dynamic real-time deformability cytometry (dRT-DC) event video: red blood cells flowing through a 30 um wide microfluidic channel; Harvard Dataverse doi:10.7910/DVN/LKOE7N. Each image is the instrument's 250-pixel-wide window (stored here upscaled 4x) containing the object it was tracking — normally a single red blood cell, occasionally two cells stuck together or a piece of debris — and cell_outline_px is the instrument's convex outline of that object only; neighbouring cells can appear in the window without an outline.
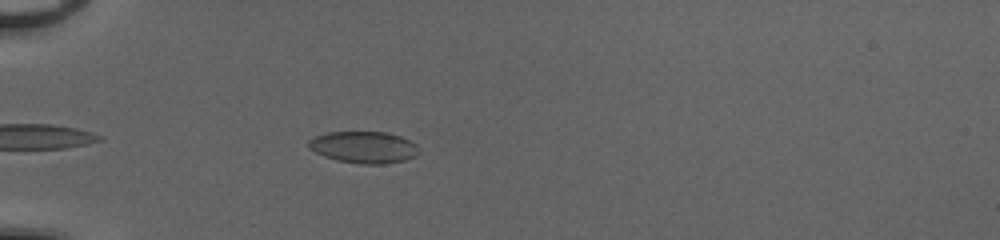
{"species": "common noctule bat (a hibernating species)", "species_latin": "Nyctalus noctula", "temperature_condition": "cold", "stored_images_in_passage": 35, "camera_frame_rate_fps": 3000, "um_per_image_px": 0.085, "animal": {"sex": "female", "body_mass_g": 20.0, "forearm_length_mm": 54.0}, "frame": {"image": 1, "passage_image": 5, "time_ms": 1.333, "image_size_px": [1000, 240], "cell_outline_px": [[420, 152], [416, 156], [404, 160], [384, 164], [360, 164], [336, 160], [324, 156], [308, 148], [308, 140], [316, 136], [328, 132], [384, 132], [400, 136], [416, 144]], "centroid_in_image_um": [30.92, 12.52], "position_along_channel_um": 54.1, "area_um2": 20.4}}
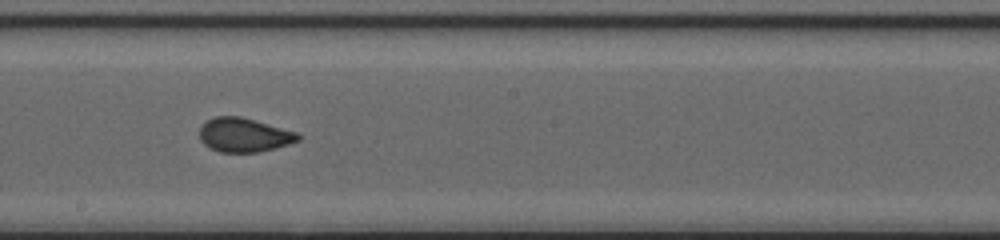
{"frame": {"image": 2, "passage_image": 19, "time_ms": 6.0, "image_size_px": [1000, 240], "cell_outline_px": [[304, 136], [300, 140], [288, 144], [260, 152], [220, 152], [204, 144], [200, 140], [200, 128], [208, 120], [216, 116], [240, 116], [296, 132]], "centroid_in_image_um": [20.77, 11.48], "position_along_channel_um": 227.4, "area_um2": 19.36}}
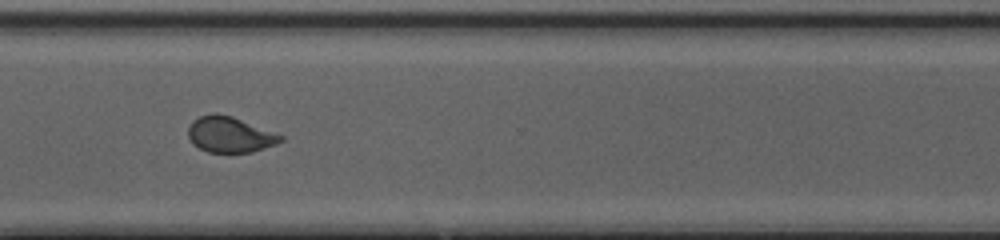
{"frame": {"image": 3, "passage_image": 28, "time_ms": 9.0, "image_size_px": [1000, 240], "cell_outline_px": [[284, 140], [276, 144], [252, 152], [208, 152], [192, 144], [188, 136], [188, 128], [192, 120], [200, 116], [212, 112], [216, 112], [232, 116], [284, 136]], "centroid_in_image_um": [19.51, 11.43], "position_along_channel_um": 351.1, "area_um2": 19.31}, "authors_computed_cell_mechanics": {"area_um2": 19.8832, "velocity_mm_per_s": 4.1341, "shape_relaxation_time_tau1_ms": 6.5228, "shape_relaxation_time_tau2_ms": 0.9008, "deformation_change_tau1": 0.1127, "deformation_change_tau2": 0.0638}}